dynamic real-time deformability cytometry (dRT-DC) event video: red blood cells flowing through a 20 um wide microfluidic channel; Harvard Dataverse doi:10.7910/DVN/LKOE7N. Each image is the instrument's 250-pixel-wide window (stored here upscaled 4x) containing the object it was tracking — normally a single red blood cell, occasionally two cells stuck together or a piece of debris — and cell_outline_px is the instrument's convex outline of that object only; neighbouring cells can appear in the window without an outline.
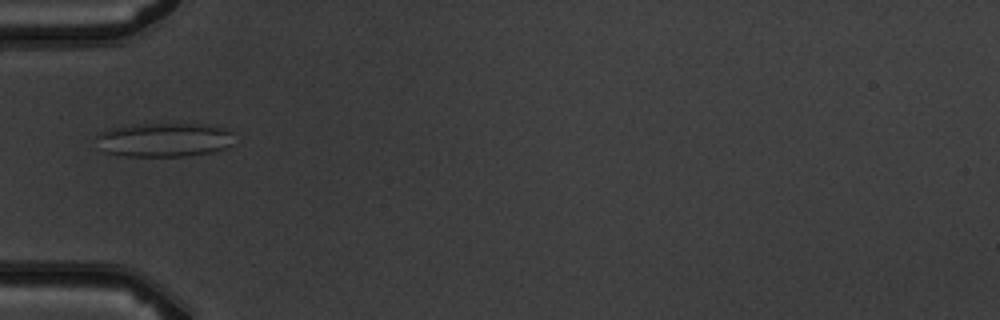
{"species": "common noctule bat (a hibernating species)", "species_latin": "Nyctalus noctula", "temperature_condition": "warm", "stored_images_in_passage": 4, "camera_frame_rate_fps": 3000, "um_per_image_px": 0.085, "animal": {"sex": "male", "body_mass_g": 19.5, "forearm_length_mm": 54.6}, "frame": {"image": 1, "passage_image": 3, "time_ms": 2.333, "image_size_px": [1000, 320], "cell_outline_px": [[236, 132], [232, 144], [224, 148], [212, 152], [184, 156], [124, 156], [104, 152], [100, 148], [96, 136], [96, 132], [108, 128], [132, 124], [208, 124], [228, 128]], "centroid_in_image_um": [13.97, 11.86], "position_along_channel_um": 71.0, "area_um2": 27.98}}
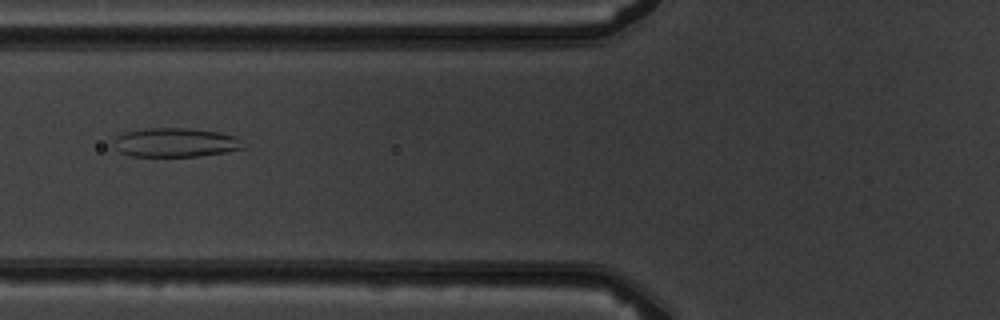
{"frame": {"image": 2, "passage_image": 4, "time_ms": 3.333, "image_size_px": [1000, 320], "cell_outline_px": [[244, 148], [224, 152], [196, 156], [132, 156], [120, 152], [116, 148], [112, 140], [116, 136], [124, 132], [144, 128], [188, 128], [216, 132], [236, 136], [240, 140]], "centroid_in_image_um": [14.85, 12.1], "position_along_channel_um": 110.9, "area_um2": 21.79}}